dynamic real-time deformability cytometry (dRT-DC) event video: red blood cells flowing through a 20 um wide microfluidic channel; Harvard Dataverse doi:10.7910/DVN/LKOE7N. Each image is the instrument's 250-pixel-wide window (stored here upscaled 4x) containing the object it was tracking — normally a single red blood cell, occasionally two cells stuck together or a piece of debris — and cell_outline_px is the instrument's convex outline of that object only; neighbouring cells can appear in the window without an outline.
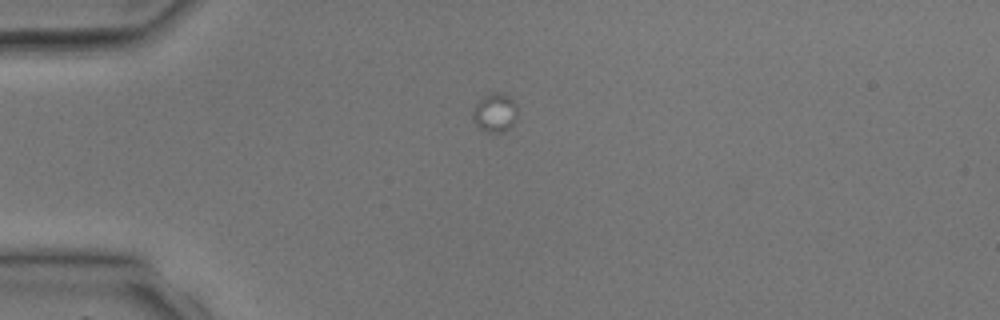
{"species": "common noctule bat (a hibernating species)", "species_latin": "Nyctalus noctula", "temperature_condition": "room temperature", "stored_images_in_passage": 2, "camera_frame_rate_fps": 3000, "um_per_image_px": 0.085, "animal": {"sex": "male", "body_mass_g": 17.9, "forearm_length_mm": 54.2}, "frame": {"image": 1, "passage_image": 2, "time_ms": 1.333, "image_size_px": [1000, 320], "cell_outline_px": [[516, 120], [504, 132], [496, 136], [484, 132], [472, 120], [472, 108], [484, 96], [492, 92], [500, 92], [508, 96], [516, 104]], "centroid_in_image_um": [42.04, 9.63], "position_along_channel_um": 43.0, "area_um2": 10.4}}